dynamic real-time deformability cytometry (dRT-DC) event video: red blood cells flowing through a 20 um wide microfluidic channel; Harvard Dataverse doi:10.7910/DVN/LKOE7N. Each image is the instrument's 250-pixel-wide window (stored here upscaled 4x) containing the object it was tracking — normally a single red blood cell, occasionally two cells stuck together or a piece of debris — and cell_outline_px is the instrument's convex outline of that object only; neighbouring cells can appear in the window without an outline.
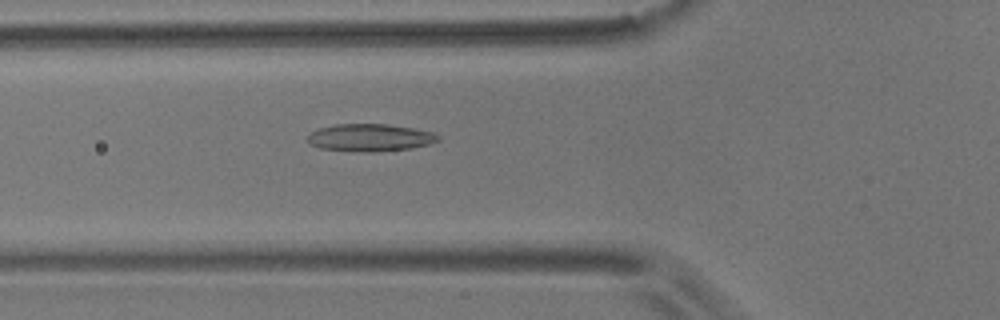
{"species": "common noctule bat (a hibernating species)", "species_latin": "Nyctalus noctula", "temperature_condition": "room temperature", "stored_images_in_passage": 56, "camera_frame_rate_fps": 3000, "um_per_image_px": 0.085, "animal": {"sex": "male", "body_mass_g": 17.9}, "frame": {"image": 1, "passage_image": 20, "time_ms": 6.333, "image_size_px": [1000, 320], "cell_outline_px": [[440, 140], [432, 144], [412, 148], [372, 152], [360, 152], [320, 148], [312, 144], [308, 140], [308, 136], [312, 132], [320, 128], [336, 124], [388, 124], [412, 128], [432, 132], [440, 136]], "centroid_in_image_um": [31.51, 11.7], "position_along_channel_um": 94.3, "area_um2": 20.81}}
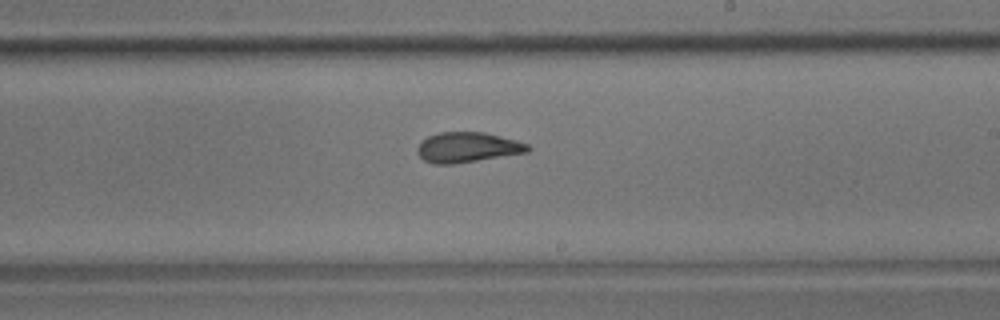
{"frame": {"image": 2, "passage_image": 33, "time_ms": 10.667, "image_size_px": [1000, 320], "cell_outline_px": [[532, 148], [528, 152], [452, 164], [432, 164], [424, 160], [416, 152], [416, 148], [420, 140], [428, 136], [440, 132], [484, 132], [516, 140], [528, 144]], "centroid_in_image_um": [39.7, 12.52], "position_along_channel_um": 249.3, "area_um2": 19.48}}
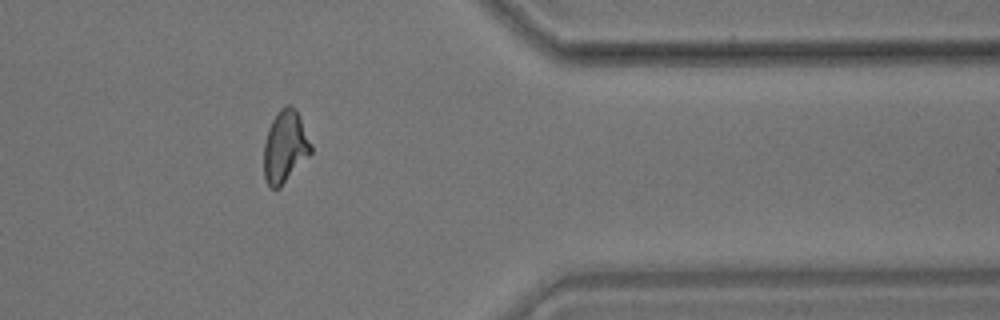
{"frame": {"image": 3, "passage_image": 46, "time_ms": 15.0, "image_size_px": [1000, 320], "cell_outline_px": [[312, 152], [280, 188], [272, 188], [264, 180], [264, 144], [268, 128], [276, 112], [284, 104], [292, 104], [300, 116], [312, 144]], "centroid_in_image_um": [24.23, 12.43], "position_along_channel_um": 387.2, "area_um2": 20.06}, "authors_computed_cell_mechanics": {"area_um2": 20.0566, "velocity_mm_per_s": 3.5666, "shape_relaxation_time_tau1_ms": 11.3443, "shape_relaxation_time_tau2_ms": 1.9608, "deformation_change_tau1": 0.2721, "deformation_change_tau2": 0.0925}}